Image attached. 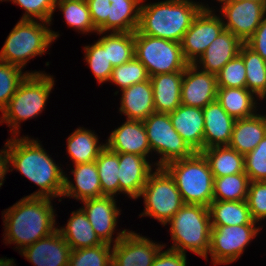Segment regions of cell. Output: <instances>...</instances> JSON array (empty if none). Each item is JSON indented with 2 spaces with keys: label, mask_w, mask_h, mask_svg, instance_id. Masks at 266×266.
Returning a JSON list of instances; mask_svg holds the SVG:
<instances>
[{
  "label": "cell",
  "mask_w": 266,
  "mask_h": 266,
  "mask_svg": "<svg viewBox=\"0 0 266 266\" xmlns=\"http://www.w3.org/2000/svg\"><path fill=\"white\" fill-rule=\"evenodd\" d=\"M5 149L8 165L13 166L27 177L35 185L39 186L38 191L28 196L56 198L61 196L64 190L65 172L43 149L38 140L24 136L23 138L13 136L7 139Z\"/></svg>",
  "instance_id": "cell-1"
},
{
  "label": "cell",
  "mask_w": 266,
  "mask_h": 266,
  "mask_svg": "<svg viewBox=\"0 0 266 266\" xmlns=\"http://www.w3.org/2000/svg\"><path fill=\"white\" fill-rule=\"evenodd\" d=\"M51 198L25 196L4 211L5 243L17 244L21 252L57 230Z\"/></svg>",
  "instance_id": "cell-2"
},
{
  "label": "cell",
  "mask_w": 266,
  "mask_h": 266,
  "mask_svg": "<svg viewBox=\"0 0 266 266\" xmlns=\"http://www.w3.org/2000/svg\"><path fill=\"white\" fill-rule=\"evenodd\" d=\"M204 6L191 0H166L141 4L137 30L144 35L180 43Z\"/></svg>",
  "instance_id": "cell-3"
},
{
  "label": "cell",
  "mask_w": 266,
  "mask_h": 266,
  "mask_svg": "<svg viewBox=\"0 0 266 266\" xmlns=\"http://www.w3.org/2000/svg\"><path fill=\"white\" fill-rule=\"evenodd\" d=\"M167 223L174 241L170 249L184 254L188 249L207 260L212 228L209 207L184 204Z\"/></svg>",
  "instance_id": "cell-4"
},
{
  "label": "cell",
  "mask_w": 266,
  "mask_h": 266,
  "mask_svg": "<svg viewBox=\"0 0 266 266\" xmlns=\"http://www.w3.org/2000/svg\"><path fill=\"white\" fill-rule=\"evenodd\" d=\"M163 168L174 179L184 204L210 206L213 200L214 177L201 152L171 161Z\"/></svg>",
  "instance_id": "cell-5"
},
{
  "label": "cell",
  "mask_w": 266,
  "mask_h": 266,
  "mask_svg": "<svg viewBox=\"0 0 266 266\" xmlns=\"http://www.w3.org/2000/svg\"><path fill=\"white\" fill-rule=\"evenodd\" d=\"M40 22L20 19L1 48L0 60L23 69L31 58L46 53L59 34L48 28L51 23Z\"/></svg>",
  "instance_id": "cell-6"
},
{
  "label": "cell",
  "mask_w": 266,
  "mask_h": 266,
  "mask_svg": "<svg viewBox=\"0 0 266 266\" xmlns=\"http://www.w3.org/2000/svg\"><path fill=\"white\" fill-rule=\"evenodd\" d=\"M54 79L46 73L28 74L16 93L2 110L0 123H7L15 137L20 134L21 121L36 117L45 108ZM17 133V135H16Z\"/></svg>",
  "instance_id": "cell-7"
},
{
  "label": "cell",
  "mask_w": 266,
  "mask_h": 266,
  "mask_svg": "<svg viewBox=\"0 0 266 266\" xmlns=\"http://www.w3.org/2000/svg\"><path fill=\"white\" fill-rule=\"evenodd\" d=\"M135 57L146 67L149 76L184 71L189 64L181 44L134 32Z\"/></svg>",
  "instance_id": "cell-8"
},
{
  "label": "cell",
  "mask_w": 266,
  "mask_h": 266,
  "mask_svg": "<svg viewBox=\"0 0 266 266\" xmlns=\"http://www.w3.org/2000/svg\"><path fill=\"white\" fill-rule=\"evenodd\" d=\"M141 196L144 197L145 209L140 215L153 217L163 226L184 205L174 179L163 167L155 168L149 175Z\"/></svg>",
  "instance_id": "cell-9"
},
{
  "label": "cell",
  "mask_w": 266,
  "mask_h": 266,
  "mask_svg": "<svg viewBox=\"0 0 266 266\" xmlns=\"http://www.w3.org/2000/svg\"><path fill=\"white\" fill-rule=\"evenodd\" d=\"M143 124L151 152L161 156L155 166L164 167L171 161L188 158L195 153L174 129L169 113L154 112Z\"/></svg>",
  "instance_id": "cell-10"
},
{
  "label": "cell",
  "mask_w": 266,
  "mask_h": 266,
  "mask_svg": "<svg viewBox=\"0 0 266 266\" xmlns=\"http://www.w3.org/2000/svg\"><path fill=\"white\" fill-rule=\"evenodd\" d=\"M144 0H86L97 34L135 32Z\"/></svg>",
  "instance_id": "cell-11"
},
{
  "label": "cell",
  "mask_w": 266,
  "mask_h": 266,
  "mask_svg": "<svg viewBox=\"0 0 266 266\" xmlns=\"http://www.w3.org/2000/svg\"><path fill=\"white\" fill-rule=\"evenodd\" d=\"M209 254L213 265L229 264L243 254L246 246L257 236L256 224L211 226Z\"/></svg>",
  "instance_id": "cell-12"
},
{
  "label": "cell",
  "mask_w": 266,
  "mask_h": 266,
  "mask_svg": "<svg viewBox=\"0 0 266 266\" xmlns=\"http://www.w3.org/2000/svg\"><path fill=\"white\" fill-rule=\"evenodd\" d=\"M210 7L204 6L196 15L190 28L180 42L183 56L194 64L213 40L225 29L224 18H220Z\"/></svg>",
  "instance_id": "cell-13"
},
{
  "label": "cell",
  "mask_w": 266,
  "mask_h": 266,
  "mask_svg": "<svg viewBox=\"0 0 266 266\" xmlns=\"http://www.w3.org/2000/svg\"><path fill=\"white\" fill-rule=\"evenodd\" d=\"M222 3L221 13L227 20L226 30L245 43L256 31L266 15V3L251 0H217Z\"/></svg>",
  "instance_id": "cell-14"
},
{
  "label": "cell",
  "mask_w": 266,
  "mask_h": 266,
  "mask_svg": "<svg viewBox=\"0 0 266 266\" xmlns=\"http://www.w3.org/2000/svg\"><path fill=\"white\" fill-rule=\"evenodd\" d=\"M164 246L166 245L156 244L133 231H127L112 246V266H152Z\"/></svg>",
  "instance_id": "cell-15"
},
{
  "label": "cell",
  "mask_w": 266,
  "mask_h": 266,
  "mask_svg": "<svg viewBox=\"0 0 266 266\" xmlns=\"http://www.w3.org/2000/svg\"><path fill=\"white\" fill-rule=\"evenodd\" d=\"M114 196H101L81 201L84 205L81 208L87 219L90 221L92 228L99 239L107 244L116 243L127 232L126 229L118 233L114 242L113 232L117 226V218L120 215V209L116 205Z\"/></svg>",
  "instance_id": "cell-16"
},
{
  "label": "cell",
  "mask_w": 266,
  "mask_h": 266,
  "mask_svg": "<svg viewBox=\"0 0 266 266\" xmlns=\"http://www.w3.org/2000/svg\"><path fill=\"white\" fill-rule=\"evenodd\" d=\"M217 75L188 64L183 71L181 104L204 108L217 99Z\"/></svg>",
  "instance_id": "cell-17"
},
{
  "label": "cell",
  "mask_w": 266,
  "mask_h": 266,
  "mask_svg": "<svg viewBox=\"0 0 266 266\" xmlns=\"http://www.w3.org/2000/svg\"><path fill=\"white\" fill-rule=\"evenodd\" d=\"M71 251L68 243L56 230L20 253L35 266H68Z\"/></svg>",
  "instance_id": "cell-18"
},
{
  "label": "cell",
  "mask_w": 266,
  "mask_h": 266,
  "mask_svg": "<svg viewBox=\"0 0 266 266\" xmlns=\"http://www.w3.org/2000/svg\"><path fill=\"white\" fill-rule=\"evenodd\" d=\"M106 147L116 153H131L148 157L151 148L143 121L127 120L111 132Z\"/></svg>",
  "instance_id": "cell-19"
},
{
  "label": "cell",
  "mask_w": 266,
  "mask_h": 266,
  "mask_svg": "<svg viewBox=\"0 0 266 266\" xmlns=\"http://www.w3.org/2000/svg\"><path fill=\"white\" fill-rule=\"evenodd\" d=\"M146 157L119 153V183L120 192L127 194L129 198L140 197L142 189L153 172L152 165Z\"/></svg>",
  "instance_id": "cell-20"
},
{
  "label": "cell",
  "mask_w": 266,
  "mask_h": 266,
  "mask_svg": "<svg viewBox=\"0 0 266 266\" xmlns=\"http://www.w3.org/2000/svg\"><path fill=\"white\" fill-rule=\"evenodd\" d=\"M243 44L233 33L224 29L194 64L203 71L217 75L232 58L239 54Z\"/></svg>",
  "instance_id": "cell-21"
},
{
  "label": "cell",
  "mask_w": 266,
  "mask_h": 266,
  "mask_svg": "<svg viewBox=\"0 0 266 266\" xmlns=\"http://www.w3.org/2000/svg\"><path fill=\"white\" fill-rule=\"evenodd\" d=\"M203 149L214 146H228L236 119L230 116L215 100L203 108Z\"/></svg>",
  "instance_id": "cell-22"
},
{
  "label": "cell",
  "mask_w": 266,
  "mask_h": 266,
  "mask_svg": "<svg viewBox=\"0 0 266 266\" xmlns=\"http://www.w3.org/2000/svg\"><path fill=\"white\" fill-rule=\"evenodd\" d=\"M172 125L194 152L203 150V109L181 104L169 113Z\"/></svg>",
  "instance_id": "cell-23"
},
{
  "label": "cell",
  "mask_w": 266,
  "mask_h": 266,
  "mask_svg": "<svg viewBox=\"0 0 266 266\" xmlns=\"http://www.w3.org/2000/svg\"><path fill=\"white\" fill-rule=\"evenodd\" d=\"M71 173L74 175L75 185L65 175L62 196L72 197L80 201L102 196L101 184L95 161L76 164Z\"/></svg>",
  "instance_id": "cell-24"
},
{
  "label": "cell",
  "mask_w": 266,
  "mask_h": 266,
  "mask_svg": "<svg viewBox=\"0 0 266 266\" xmlns=\"http://www.w3.org/2000/svg\"><path fill=\"white\" fill-rule=\"evenodd\" d=\"M121 92L119 111L127 116V120L144 121L150 114L155 112L153 87L150 79L136 83Z\"/></svg>",
  "instance_id": "cell-25"
},
{
  "label": "cell",
  "mask_w": 266,
  "mask_h": 266,
  "mask_svg": "<svg viewBox=\"0 0 266 266\" xmlns=\"http://www.w3.org/2000/svg\"><path fill=\"white\" fill-rule=\"evenodd\" d=\"M182 78L183 71L156 74L150 77L155 112L170 113L181 105Z\"/></svg>",
  "instance_id": "cell-26"
},
{
  "label": "cell",
  "mask_w": 266,
  "mask_h": 266,
  "mask_svg": "<svg viewBox=\"0 0 266 266\" xmlns=\"http://www.w3.org/2000/svg\"><path fill=\"white\" fill-rule=\"evenodd\" d=\"M265 135V114H255L252 117L236 119L228 146L245 156L257 147Z\"/></svg>",
  "instance_id": "cell-27"
},
{
  "label": "cell",
  "mask_w": 266,
  "mask_h": 266,
  "mask_svg": "<svg viewBox=\"0 0 266 266\" xmlns=\"http://www.w3.org/2000/svg\"><path fill=\"white\" fill-rule=\"evenodd\" d=\"M71 250L94 247L103 242L96 235L84 211L79 208L71 213L66 227L57 228Z\"/></svg>",
  "instance_id": "cell-28"
},
{
  "label": "cell",
  "mask_w": 266,
  "mask_h": 266,
  "mask_svg": "<svg viewBox=\"0 0 266 266\" xmlns=\"http://www.w3.org/2000/svg\"><path fill=\"white\" fill-rule=\"evenodd\" d=\"M258 97L247 88L218 87L217 101L233 118L242 119L254 116ZM255 108V109H254Z\"/></svg>",
  "instance_id": "cell-29"
},
{
  "label": "cell",
  "mask_w": 266,
  "mask_h": 266,
  "mask_svg": "<svg viewBox=\"0 0 266 266\" xmlns=\"http://www.w3.org/2000/svg\"><path fill=\"white\" fill-rule=\"evenodd\" d=\"M211 226H235L257 224L251 216L246 200L221 201L212 200L209 206Z\"/></svg>",
  "instance_id": "cell-30"
},
{
  "label": "cell",
  "mask_w": 266,
  "mask_h": 266,
  "mask_svg": "<svg viewBox=\"0 0 266 266\" xmlns=\"http://www.w3.org/2000/svg\"><path fill=\"white\" fill-rule=\"evenodd\" d=\"M106 144H99L98 136L91 130L77 128L67 138V153L73 164L90 163L96 161Z\"/></svg>",
  "instance_id": "cell-31"
},
{
  "label": "cell",
  "mask_w": 266,
  "mask_h": 266,
  "mask_svg": "<svg viewBox=\"0 0 266 266\" xmlns=\"http://www.w3.org/2000/svg\"><path fill=\"white\" fill-rule=\"evenodd\" d=\"M213 177H224L244 171V155L229 146H214L201 151Z\"/></svg>",
  "instance_id": "cell-32"
},
{
  "label": "cell",
  "mask_w": 266,
  "mask_h": 266,
  "mask_svg": "<svg viewBox=\"0 0 266 266\" xmlns=\"http://www.w3.org/2000/svg\"><path fill=\"white\" fill-rule=\"evenodd\" d=\"M239 54L243 58L246 69V88L259 100L266 98V61L245 43Z\"/></svg>",
  "instance_id": "cell-33"
},
{
  "label": "cell",
  "mask_w": 266,
  "mask_h": 266,
  "mask_svg": "<svg viewBox=\"0 0 266 266\" xmlns=\"http://www.w3.org/2000/svg\"><path fill=\"white\" fill-rule=\"evenodd\" d=\"M102 196H114L120 193L119 153L105 147L96 158Z\"/></svg>",
  "instance_id": "cell-34"
},
{
  "label": "cell",
  "mask_w": 266,
  "mask_h": 266,
  "mask_svg": "<svg viewBox=\"0 0 266 266\" xmlns=\"http://www.w3.org/2000/svg\"><path fill=\"white\" fill-rule=\"evenodd\" d=\"M250 179L246 173L214 177L213 200L244 201L248 194Z\"/></svg>",
  "instance_id": "cell-35"
},
{
  "label": "cell",
  "mask_w": 266,
  "mask_h": 266,
  "mask_svg": "<svg viewBox=\"0 0 266 266\" xmlns=\"http://www.w3.org/2000/svg\"><path fill=\"white\" fill-rule=\"evenodd\" d=\"M63 12L68 26L84 33L97 32L86 0H56L55 8Z\"/></svg>",
  "instance_id": "cell-36"
},
{
  "label": "cell",
  "mask_w": 266,
  "mask_h": 266,
  "mask_svg": "<svg viewBox=\"0 0 266 266\" xmlns=\"http://www.w3.org/2000/svg\"><path fill=\"white\" fill-rule=\"evenodd\" d=\"M84 51L85 60L97 82L100 84L109 81L113 66L107 56V34L94 44L85 46Z\"/></svg>",
  "instance_id": "cell-37"
},
{
  "label": "cell",
  "mask_w": 266,
  "mask_h": 266,
  "mask_svg": "<svg viewBox=\"0 0 266 266\" xmlns=\"http://www.w3.org/2000/svg\"><path fill=\"white\" fill-rule=\"evenodd\" d=\"M107 56L113 67L135 57L134 32H110L107 35Z\"/></svg>",
  "instance_id": "cell-38"
},
{
  "label": "cell",
  "mask_w": 266,
  "mask_h": 266,
  "mask_svg": "<svg viewBox=\"0 0 266 266\" xmlns=\"http://www.w3.org/2000/svg\"><path fill=\"white\" fill-rule=\"evenodd\" d=\"M43 72H22V68L0 60V111L8 105L9 100L16 93L19 85L28 74Z\"/></svg>",
  "instance_id": "cell-39"
},
{
  "label": "cell",
  "mask_w": 266,
  "mask_h": 266,
  "mask_svg": "<svg viewBox=\"0 0 266 266\" xmlns=\"http://www.w3.org/2000/svg\"><path fill=\"white\" fill-rule=\"evenodd\" d=\"M112 245H100L71 251L68 266H112Z\"/></svg>",
  "instance_id": "cell-40"
},
{
  "label": "cell",
  "mask_w": 266,
  "mask_h": 266,
  "mask_svg": "<svg viewBox=\"0 0 266 266\" xmlns=\"http://www.w3.org/2000/svg\"><path fill=\"white\" fill-rule=\"evenodd\" d=\"M150 79L146 67L134 57L132 60L113 67L109 81L118 85L121 90L136 83L145 82Z\"/></svg>",
  "instance_id": "cell-41"
},
{
  "label": "cell",
  "mask_w": 266,
  "mask_h": 266,
  "mask_svg": "<svg viewBox=\"0 0 266 266\" xmlns=\"http://www.w3.org/2000/svg\"><path fill=\"white\" fill-rule=\"evenodd\" d=\"M217 87L246 88V69L240 54L232 58L217 74Z\"/></svg>",
  "instance_id": "cell-42"
},
{
  "label": "cell",
  "mask_w": 266,
  "mask_h": 266,
  "mask_svg": "<svg viewBox=\"0 0 266 266\" xmlns=\"http://www.w3.org/2000/svg\"><path fill=\"white\" fill-rule=\"evenodd\" d=\"M244 171L252 181H266V135L257 147L244 156Z\"/></svg>",
  "instance_id": "cell-43"
},
{
  "label": "cell",
  "mask_w": 266,
  "mask_h": 266,
  "mask_svg": "<svg viewBox=\"0 0 266 266\" xmlns=\"http://www.w3.org/2000/svg\"><path fill=\"white\" fill-rule=\"evenodd\" d=\"M9 1V0H5ZM25 10L21 20H38L51 23L56 0H10Z\"/></svg>",
  "instance_id": "cell-44"
},
{
  "label": "cell",
  "mask_w": 266,
  "mask_h": 266,
  "mask_svg": "<svg viewBox=\"0 0 266 266\" xmlns=\"http://www.w3.org/2000/svg\"><path fill=\"white\" fill-rule=\"evenodd\" d=\"M246 202L255 222L266 219V181L250 182Z\"/></svg>",
  "instance_id": "cell-45"
},
{
  "label": "cell",
  "mask_w": 266,
  "mask_h": 266,
  "mask_svg": "<svg viewBox=\"0 0 266 266\" xmlns=\"http://www.w3.org/2000/svg\"><path fill=\"white\" fill-rule=\"evenodd\" d=\"M158 252L157 256L153 261L152 266H186L187 257L186 254L179 251L168 248L165 251ZM162 251V252H161Z\"/></svg>",
  "instance_id": "cell-46"
},
{
  "label": "cell",
  "mask_w": 266,
  "mask_h": 266,
  "mask_svg": "<svg viewBox=\"0 0 266 266\" xmlns=\"http://www.w3.org/2000/svg\"><path fill=\"white\" fill-rule=\"evenodd\" d=\"M245 44L266 61V15L263 17L262 22L254 34Z\"/></svg>",
  "instance_id": "cell-47"
},
{
  "label": "cell",
  "mask_w": 266,
  "mask_h": 266,
  "mask_svg": "<svg viewBox=\"0 0 266 266\" xmlns=\"http://www.w3.org/2000/svg\"><path fill=\"white\" fill-rule=\"evenodd\" d=\"M9 171V165L6 158V155L1 150L0 151V187L3 185L5 180L6 173Z\"/></svg>",
  "instance_id": "cell-48"
},
{
  "label": "cell",
  "mask_w": 266,
  "mask_h": 266,
  "mask_svg": "<svg viewBox=\"0 0 266 266\" xmlns=\"http://www.w3.org/2000/svg\"><path fill=\"white\" fill-rule=\"evenodd\" d=\"M14 259L0 258V266H14Z\"/></svg>",
  "instance_id": "cell-49"
},
{
  "label": "cell",
  "mask_w": 266,
  "mask_h": 266,
  "mask_svg": "<svg viewBox=\"0 0 266 266\" xmlns=\"http://www.w3.org/2000/svg\"><path fill=\"white\" fill-rule=\"evenodd\" d=\"M237 1H241V0H237ZM251 1H255V2H258V3H266V0H251Z\"/></svg>",
  "instance_id": "cell-50"
}]
</instances>
